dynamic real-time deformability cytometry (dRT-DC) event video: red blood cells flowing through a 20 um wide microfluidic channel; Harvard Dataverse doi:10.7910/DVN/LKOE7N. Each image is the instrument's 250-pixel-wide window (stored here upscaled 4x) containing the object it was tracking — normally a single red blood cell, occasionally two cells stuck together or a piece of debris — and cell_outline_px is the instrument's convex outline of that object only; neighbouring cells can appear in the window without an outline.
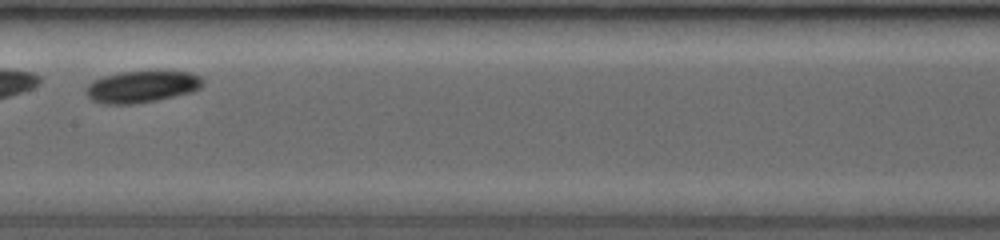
{"species": "common noctule bat (a hibernating species)", "species_latin": "Nyctalus noctula", "temperature_condition": "room temperature", "stored_images_in_passage": 15, "camera_frame_rate_fps": 3500, "um_per_image_px": 0.085, "animal": {"sex": "female", "body_mass_g": 19.0, "forearm_length_mm": 53.3}, "frame": {"image": 1, "passage_image": 5, "time_ms": 3.429, "image_size_px": [1000, 240], "cell_outline_px": [[204, 84], [200, 88], [188, 92], [172, 96], [152, 100], [128, 104], [108, 104], [92, 100], [88, 96], [88, 84], [92, 80], [104, 76], [120, 72], [192, 72], [200, 76], [204, 80]], "centroid_in_image_um": [12.06, 7.35], "position_along_channel_um": 195.3, "area_um2": 20.98}}
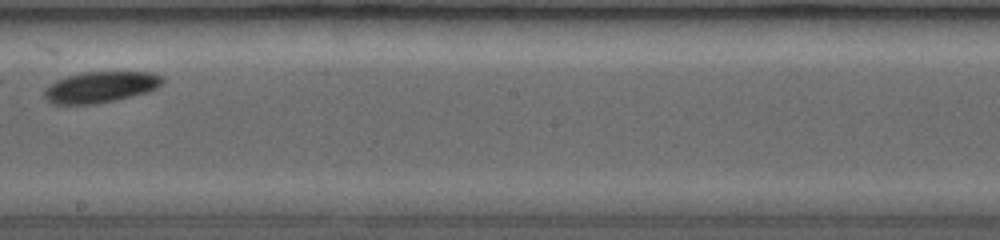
{"frame": {"image": 2, "passage_image": 7, "time_ms": 4.571, "image_size_px": [1000, 240], "cell_outline_px": [[164, 80], [156, 88], [144, 92], [112, 100], [92, 104], [56, 104], [48, 100], [44, 96], [44, 88], [56, 80], [68, 76], [84, 72], [152, 72], [164, 76]], "centroid_in_image_um": [8.52, 7.38], "position_along_channel_um": 239.7, "area_um2": 20.98}}